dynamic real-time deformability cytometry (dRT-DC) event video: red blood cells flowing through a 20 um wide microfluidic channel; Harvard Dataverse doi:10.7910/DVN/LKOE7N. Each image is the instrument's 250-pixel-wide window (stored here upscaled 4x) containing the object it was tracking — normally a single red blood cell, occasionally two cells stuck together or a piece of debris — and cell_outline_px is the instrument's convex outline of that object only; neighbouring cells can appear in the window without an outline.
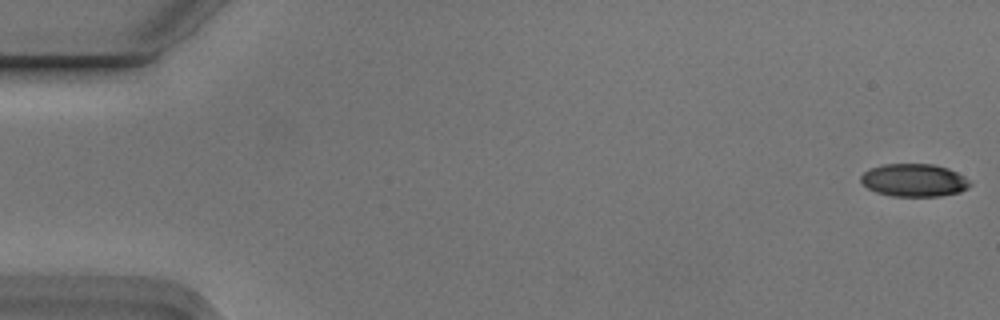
{"species": "Egyptian fruit bat (a non-hibernating species)", "species_latin": "Rousettus aegyptiacus", "temperature_condition": "cold", "stored_images_in_passage": 8, "camera_frame_rate_fps": 3000, "um_per_image_px": 0.085, "animal": {"sex": "male"}, "frame": {"image": 1, "passage_image": 1, "time_ms": 0.0, "image_size_px": [1000, 320], "cell_outline_px": [[972, 184], [968, 188], [960, 192], [940, 196], [892, 196], [876, 192], [868, 188], [860, 180], [860, 176], [868, 168], [884, 164], [936, 164], [948, 168], [964, 176]], "centroid_in_image_um": [77.7, 15.31], "position_along_channel_um": 7.3, "area_um2": 20.98}}
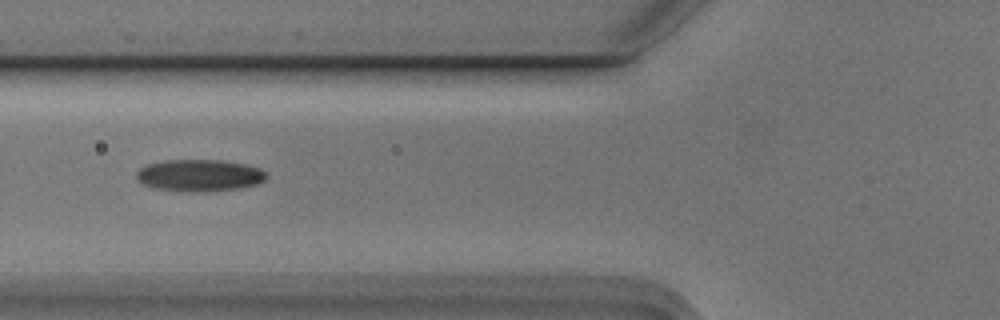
{"frame": {"image": 2, "passage_image": 7, "time_ms": 2.0, "image_size_px": [1000, 320], "cell_outline_px": [[268, 176], [264, 180], [256, 184], [240, 188], [196, 192], [192, 192], [152, 188], [136, 180], [136, 172], [140, 168], [148, 164], [164, 160], [220, 160], [244, 164], [260, 168]], "centroid_in_image_um": [16.92, 14.9], "position_along_channel_um": 108.9, "area_um2": 24.1}}
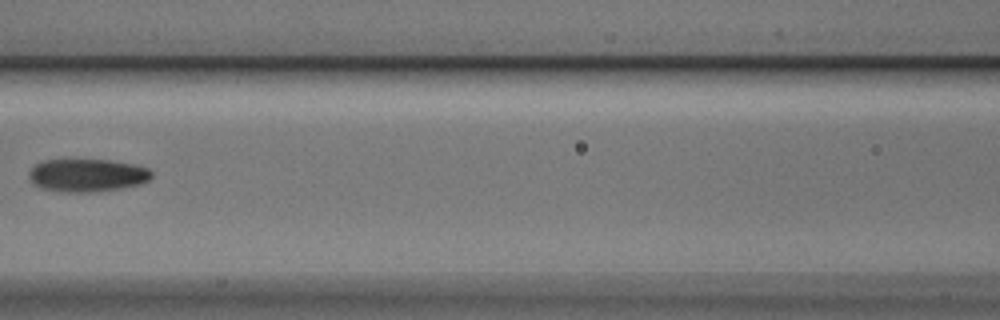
{"frame": {"image": 3, "passage_image": 8, "time_ms": 2.333, "image_size_px": [1000, 320], "cell_outline_px": [[152, 176], [148, 180], [140, 184], [120, 188], [92, 192], [56, 192], [40, 188], [32, 184], [28, 176], [28, 172], [36, 164], [44, 160], [108, 160], [136, 164], [148, 168], [152, 172]], "centroid_in_image_um": [7.38, 14.9], "position_along_channel_um": 159.2, "area_um2": 23.7}}